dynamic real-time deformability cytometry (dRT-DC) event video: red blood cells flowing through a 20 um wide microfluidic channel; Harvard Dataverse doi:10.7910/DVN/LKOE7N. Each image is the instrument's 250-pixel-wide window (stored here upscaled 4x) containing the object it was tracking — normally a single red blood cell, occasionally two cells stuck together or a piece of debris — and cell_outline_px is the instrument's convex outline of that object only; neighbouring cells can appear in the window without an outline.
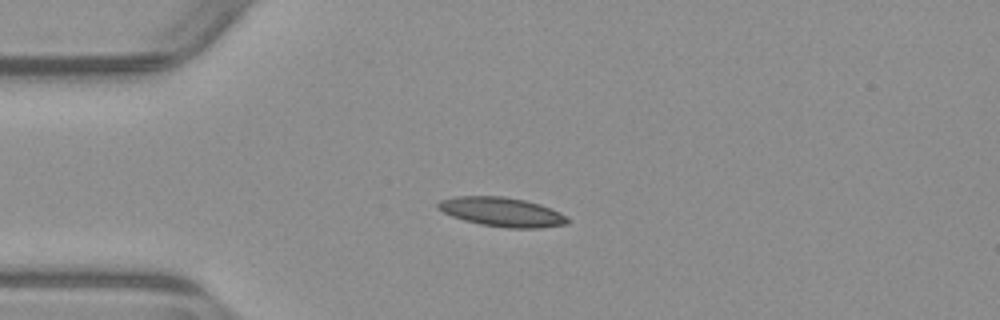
{"species": "common noctule bat (a hibernating species)", "species_latin": "Nyctalus noctula", "temperature_condition": "warm", "stored_images_in_passage": 41, "camera_frame_rate_fps": 3000, "um_per_image_px": 0.085, "animal": {"sex": "male", "body_mass_g": 23.1, "forearm_length_mm": 52.7}, "frame": {"image": 1, "passage_image": 1, "time_ms": 0.0, "image_size_px": [1000, 320], "cell_outline_px": [[568, 224], [540, 228], [508, 228], [480, 224], [464, 220], [452, 216], [436, 208], [436, 204], [440, 200], [456, 196], [504, 196], [524, 200], [540, 204], [560, 212], [568, 216]], "centroid_in_image_um": [42.67, 18.01], "position_along_channel_um": 42.3, "area_um2": 22.14}}
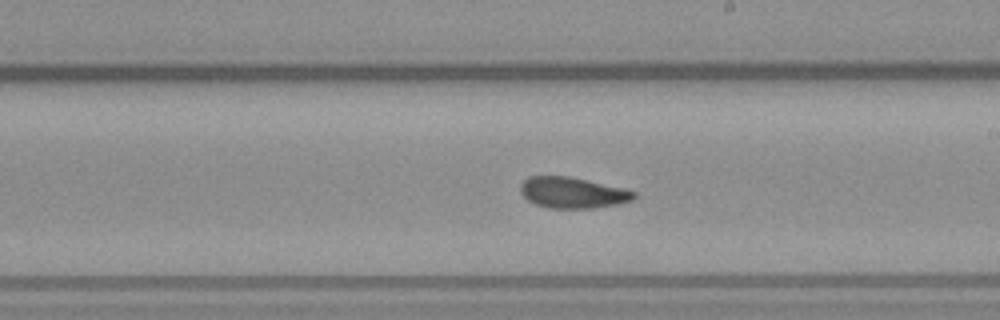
{"frame": {"image": 2, "passage_image": 18, "time_ms": 5.667, "image_size_px": [1000, 320], "cell_outline_px": [[636, 196], [632, 200], [616, 204], [592, 208], [548, 208], [536, 204], [528, 200], [520, 192], [520, 184], [528, 176], [568, 176], [620, 188], [636, 192]], "centroid_in_image_um": [48.61, 16.38], "position_along_channel_um": 240.4, "area_um2": 20.17}}
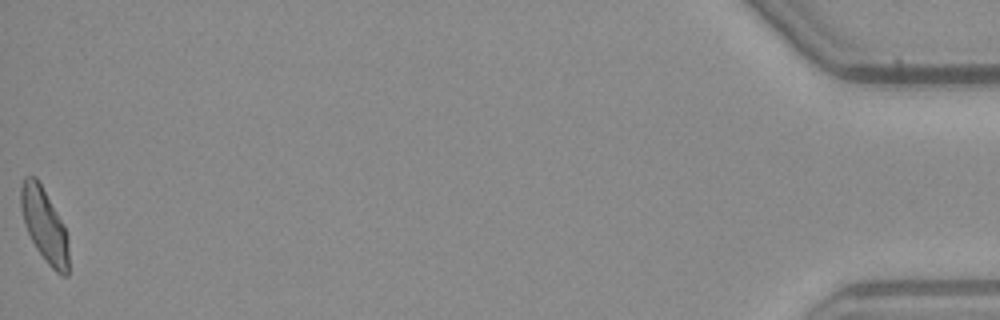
{"frame": {"image": 3, "passage_image": 41, "time_ms": 13.333, "image_size_px": [1000, 320], "cell_outline_px": [[68, 276], [60, 276], [44, 260], [36, 248], [24, 224], [20, 208], [20, 188], [24, 176], [36, 176], [64, 224], [68, 236]], "centroid_in_image_um": [3.77, 19.14], "position_along_channel_um": 431.4, "area_um2": 20.69}, "authors_computed_cell_mechanics": {"area_um2": 20.6346, "velocity_mm_per_s": 3.8914, "shape_relaxation_time_tau1_ms": 6.4283, "shape_relaxation_time_tau2_ms": 3.1997, "deformation_change_tau1": 0.1955, "deformation_change_tau2": 0.0716}}